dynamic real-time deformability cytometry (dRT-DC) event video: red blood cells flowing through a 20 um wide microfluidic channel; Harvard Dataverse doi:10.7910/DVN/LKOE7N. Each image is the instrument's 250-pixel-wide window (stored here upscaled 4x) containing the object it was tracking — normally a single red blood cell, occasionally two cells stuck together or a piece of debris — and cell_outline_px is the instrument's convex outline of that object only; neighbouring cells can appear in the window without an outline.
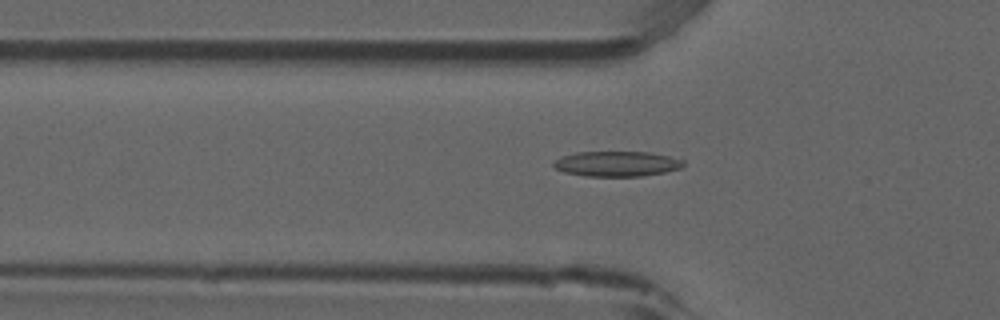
{"species": "common noctule bat (a hibernating species)", "species_latin": "Nyctalus noctula", "temperature_condition": "room temperature", "stored_images_in_passage": 52, "camera_frame_rate_fps": 3000, "um_per_image_px": 0.085, "animal": {"sex": "male", "forearm_length_mm": 52.5}, "frame": {"image": 1, "passage_image": 17, "time_ms": 5.333, "image_size_px": [1000, 320], "cell_outline_px": [[684, 164], [680, 168], [664, 172], [640, 176], [584, 176], [564, 172], [556, 168], [552, 164], [560, 156], [576, 152], [652, 152], [684, 160]], "centroid_in_image_um": [52.41, 13.92], "position_along_channel_um": 73.4, "area_um2": 19.02}}
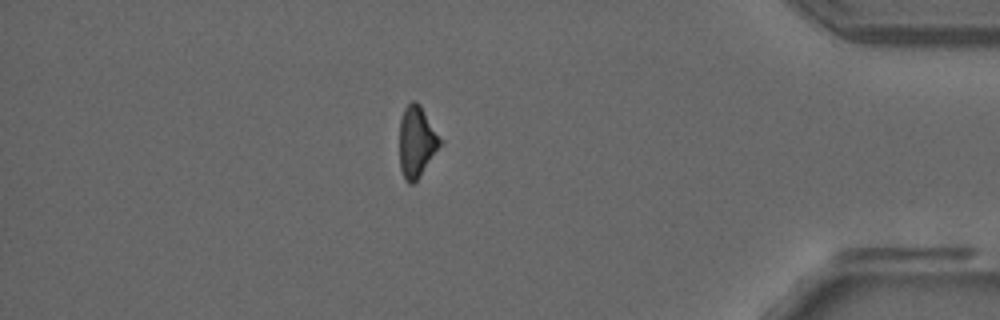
{"frame": {"image": 2, "passage_image": 45, "time_ms": 14.667, "image_size_px": [1000, 320], "cell_outline_px": [[444, 140], [416, 180], [412, 184], [408, 184], [400, 168], [400, 120], [404, 108], [412, 100], [416, 100], [420, 104]], "centroid_in_image_um": [35.43, 11.98], "position_along_channel_um": 399.8, "area_um2": 16.82}}
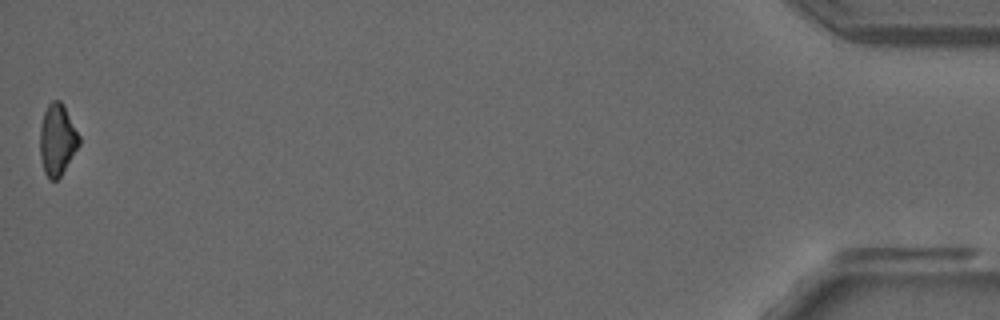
{"frame": {"image": 3, "passage_image": 52, "time_ms": 17.0, "image_size_px": [1000, 320], "cell_outline_px": [[80, 144], [60, 176], [56, 180], [48, 180], [44, 172], [40, 156], [40, 128], [44, 112], [48, 104], [52, 100], [60, 100], [64, 104], [80, 136]], "centroid_in_image_um": [4.87, 11.86], "position_along_channel_um": 430.3, "area_um2": 16.36}, "authors_computed_cell_mechanics": {"area_um2": 18.6983, "velocity_mm_per_s": 3.9345, "shape_relaxation_time_tau1_ms": null, "shape_relaxation_time_tau2_ms": 3.9399, "deformation_change_tau1": null, "deformation_change_tau2": 0.1328}}